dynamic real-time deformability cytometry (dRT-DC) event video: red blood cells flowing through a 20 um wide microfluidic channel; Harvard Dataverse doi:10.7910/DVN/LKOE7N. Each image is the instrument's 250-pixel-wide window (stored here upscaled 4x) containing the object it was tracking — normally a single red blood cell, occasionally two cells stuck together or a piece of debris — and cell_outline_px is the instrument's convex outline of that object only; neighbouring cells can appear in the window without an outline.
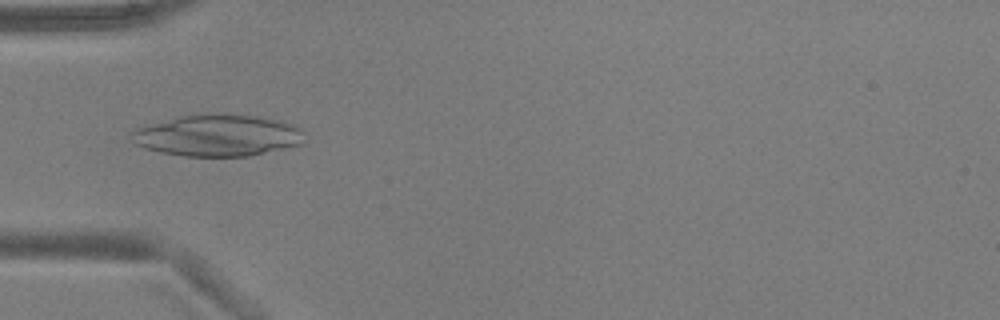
{"species": "common noctule bat (a hibernating species)", "species_latin": "Nyctalus noctula", "temperature_condition": "warm", "stored_images_in_passage": 6, "camera_frame_rate_fps": 3000, "um_per_image_px": 0.085, "animal": {"sex": "male", "body_mass_g": 17.9, "forearm_length_mm": 54.2}, "frame": {"image": 1, "passage_image": 5, "time_ms": 1.333, "image_size_px": [1000, 320], "cell_outline_px": [[304, 144], [248, 156], [184, 156], [160, 152], [144, 148], [136, 144], [132, 132], [140, 128], [180, 116], [200, 112], [220, 112], [260, 116], [280, 120], [296, 124], [304, 132]], "centroid_in_image_um": [18.62, 11.48], "position_along_channel_um": 66.4, "area_um2": 42.37}}